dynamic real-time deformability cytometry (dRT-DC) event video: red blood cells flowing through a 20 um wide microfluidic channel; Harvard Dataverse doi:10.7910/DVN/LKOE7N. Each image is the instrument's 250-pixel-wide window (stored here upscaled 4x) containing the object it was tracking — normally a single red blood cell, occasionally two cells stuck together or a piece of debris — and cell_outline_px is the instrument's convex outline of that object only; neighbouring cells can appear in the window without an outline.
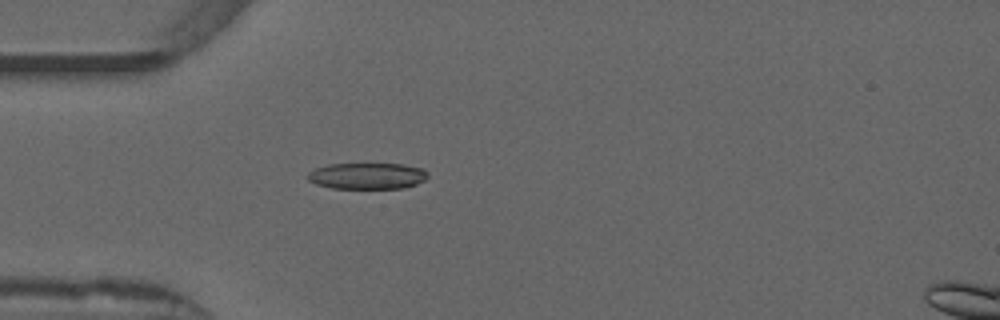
{"species": "common noctule bat (a hibernating species)", "species_latin": "Nyctalus noctula", "temperature_condition": "warm", "stored_images_in_passage": 41, "camera_frame_rate_fps": 3000, "um_per_image_px": 0.085, "animal": {"sex": "male", "forearm_length_mm": 52.5}, "frame": {"image": 1, "passage_image": 4, "time_ms": 1.0, "image_size_px": [1000, 320], "cell_outline_px": [[428, 176], [424, 180], [416, 184], [404, 188], [332, 188], [316, 184], [308, 180], [304, 176], [308, 172], [316, 168], [328, 164], [404, 164], [424, 168], [428, 172]], "centroid_in_image_um": [31.21, 14.95], "position_along_channel_um": 53.8, "area_um2": 18.55}}
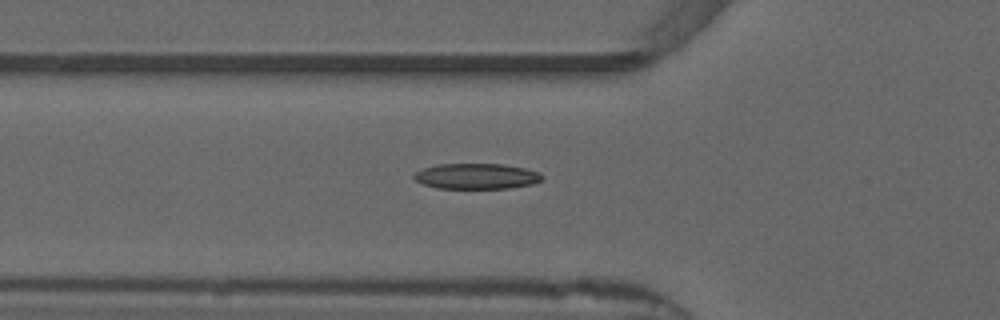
{"frame": {"image": 2, "passage_image": 7, "time_ms": 2.0, "image_size_px": [1000, 320], "cell_outline_px": [[544, 176], [540, 180], [532, 184], [508, 188], [436, 188], [420, 184], [412, 176], [416, 172], [424, 168], [436, 164], [504, 164], [524, 168], [540, 172]], "centroid_in_image_um": [40.48, 14.98], "position_along_channel_um": 85.3, "area_um2": 19.13}}
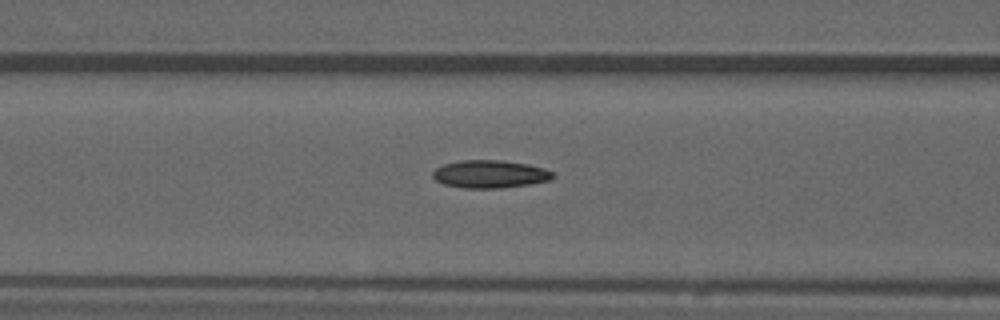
{"frame": {"image": 3, "passage_image": 10, "time_ms": 3.0, "image_size_px": [1000, 320], "cell_outline_px": [[556, 176], [552, 180], [532, 184], [500, 188], [464, 188], [444, 184], [436, 180], [432, 176], [432, 172], [436, 168], [444, 164], [460, 160], [500, 160], [528, 164], [544, 168], [552, 172]], "centroid_in_image_um": [41.67, 14.8], "position_along_channel_um": 124.9, "area_um2": 19.59}, "authors_computed_cell_mechanics": {"area_um2": 18.6116, "velocity_mm_per_s": 3.8989, "shape_relaxation_time_tau1_ms": null, "shape_relaxation_time_tau2_ms": 6.8646, "deformation_change_tau1": null, "deformation_change_tau2": 0.1589}}